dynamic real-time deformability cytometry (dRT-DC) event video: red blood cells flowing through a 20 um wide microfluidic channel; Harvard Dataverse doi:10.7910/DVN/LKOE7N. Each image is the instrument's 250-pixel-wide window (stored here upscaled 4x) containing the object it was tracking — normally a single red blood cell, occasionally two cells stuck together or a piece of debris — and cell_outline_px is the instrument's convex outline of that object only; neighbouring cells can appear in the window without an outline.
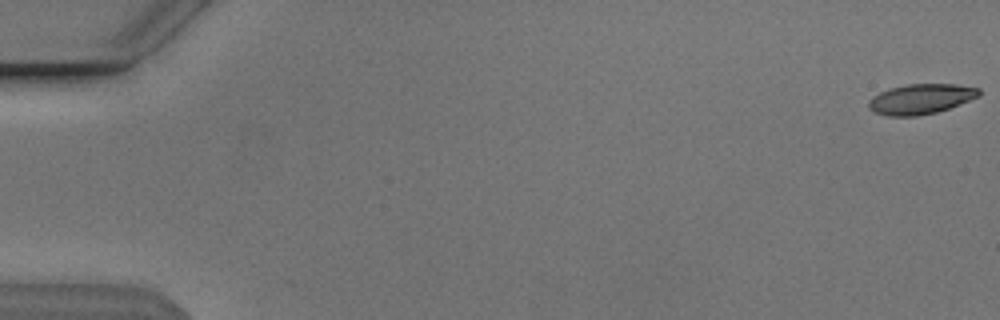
{"species": "Egyptian fruit bat (a non-hibernating species)", "species_latin": "Rousettus aegyptiacus", "temperature_condition": "cold", "stored_images_in_passage": 54, "camera_frame_rate_fps": 3000, "um_per_image_px": 0.085, "animal": {"sex": "male"}, "frame": {"image": 1, "passage_image": 1, "time_ms": 0.0, "image_size_px": [1000, 320], "cell_outline_px": [[980, 96], [948, 108], [936, 112], [916, 116], [888, 116], [876, 112], [868, 108], [868, 100], [872, 96], [888, 88], [908, 84], [956, 84], [980, 88]], "centroid_in_image_um": [78.25, 8.4], "position_along_channel_um": 6.8, "area_um2": 19.36}}
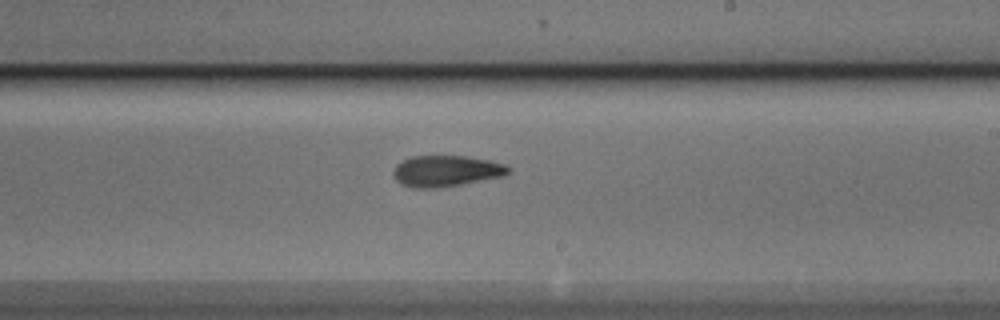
{"frame": {"image": 2, "passage_image": 33, "time_ms": 10.667, "image_size_px": [1000, 320], "cell_outline_px": [[512, 168], [504, 176], [460, 184], [432, 188], [412, 188], [400, 184], [396, 180], [392, 172], [396, 164], [412, 156], [464, 156], [488, 160], [504, 164]], "centroid_in_image_um": [37.89, 14.53], "position_along_channel_um": 251.1, "area_um2": 20.75}}
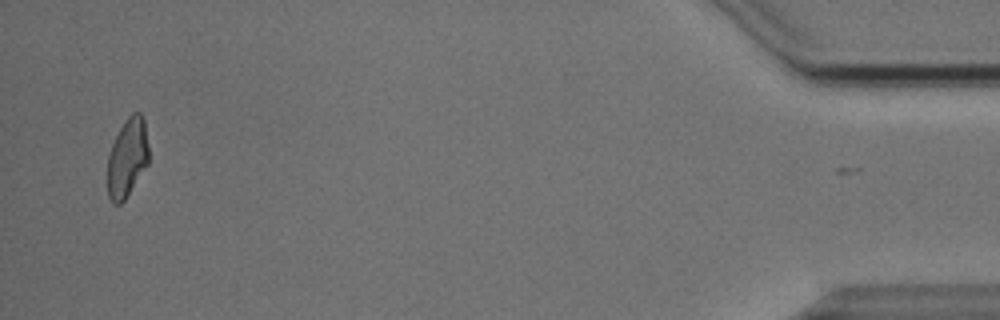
{"frame": {"image": 3, "passage_image": 53, "time_ms": 17.333, "image_size_px": [1000, 320], "cell_outline_px": [[148, 164], [124, 200], [120, 204], [112, 204], [108, 196], [108, 156], [112, 144], [120, 128], [128, 116], [132, 112], [140, 112], [144, 120], [148, 144]], "centroid_in_image_um": [10.82, 13.41], "position_along_channel_um": 424.4, "area_um2": 18.79}, "authors_computed_cell_mechanics": {"area_um2": 20.2011, "velocity_mm_per_s": 3.8361, "shape_relaxation_time_tau1_ms": null, "shape_relaxation_time_tau2_ms": 4.4556, "deformation_change_tau1": null, "deformation_change_tau2": 0.1205}}